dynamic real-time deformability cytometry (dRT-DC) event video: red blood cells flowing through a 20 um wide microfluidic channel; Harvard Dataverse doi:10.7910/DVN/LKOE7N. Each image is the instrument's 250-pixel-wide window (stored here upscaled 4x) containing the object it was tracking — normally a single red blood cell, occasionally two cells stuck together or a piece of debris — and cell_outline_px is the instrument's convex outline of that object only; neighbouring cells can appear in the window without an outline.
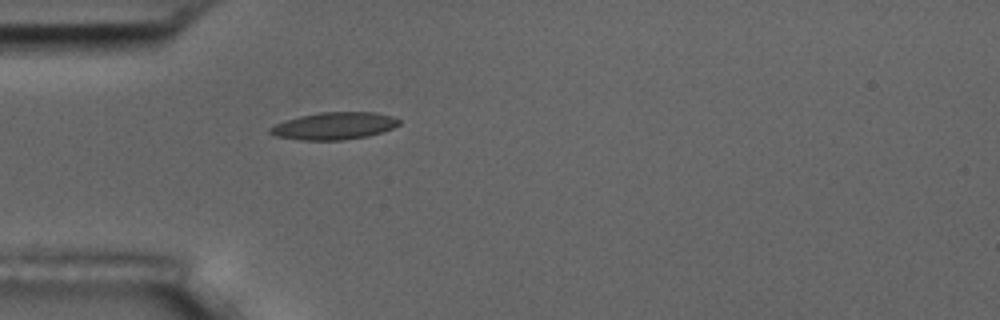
{"species": "common noctule bat (a hibernating species)", "species_latin": "Nyctalus noctula", "temperature_condition": "room temperature", "stored_images_in_passage": 1, "camera_frame_rate_fps": 3000, "um_per_image_px": 0.085, "animal": {"sex": "male", "body_mass_g": 17.5, "forearm_length_mm": 52.3}, "frame": {"image": 1, "passage_image": 1, "time_ms": 0.0, "image_size_px": [1000, 320], "cell_outline_px": [[400, 124], [392, 128], [368, 136], [340, 140], [300, 140], [276, 136], [268, 132], [268, 128], [284, 120], [300, 116], [320, 112], [376, 112], [392, 116], [400, 120]], "centroid_in_image_um": [28.38, 10.69], "position_along_channel_um": 56.6, "area_um2": 20.46}}